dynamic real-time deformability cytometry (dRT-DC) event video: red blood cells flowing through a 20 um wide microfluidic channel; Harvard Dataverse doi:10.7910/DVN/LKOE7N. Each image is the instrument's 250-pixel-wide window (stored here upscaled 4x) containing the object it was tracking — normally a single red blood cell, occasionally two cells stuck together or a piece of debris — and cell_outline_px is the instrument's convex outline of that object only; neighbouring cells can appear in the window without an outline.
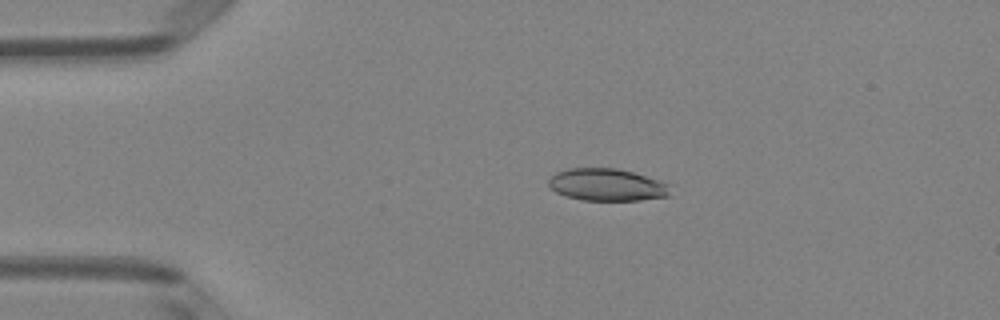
{"species": "Egyptian fruit bat (a non-hibernating species)", "species_latin": "Rousettus aegyptiacus", "temperature_condition": "room temperature", "stored_images_in_passage": 2, "camera_frame_rate_fps": 3000, "um_per_image_px": 0.085, "animal": {"sex": "female"}, "frame": {"image": 1, "passage_image": 1, "time_ms": 0.0, "image_size_px": [1000, 320], "cell_outline_px": [[668, 196], [640, 200], [584, 200], [564, 196], [556, 192], [548, 184], [548, 180], [556, 172], [568, 168], [616, 168], [632, 172], [660, 180], [668, 184]], "centroid_in_image_um": [51.55, 15.7], "position_along_channel_um": 33.4, "area_um2": 22.72}}